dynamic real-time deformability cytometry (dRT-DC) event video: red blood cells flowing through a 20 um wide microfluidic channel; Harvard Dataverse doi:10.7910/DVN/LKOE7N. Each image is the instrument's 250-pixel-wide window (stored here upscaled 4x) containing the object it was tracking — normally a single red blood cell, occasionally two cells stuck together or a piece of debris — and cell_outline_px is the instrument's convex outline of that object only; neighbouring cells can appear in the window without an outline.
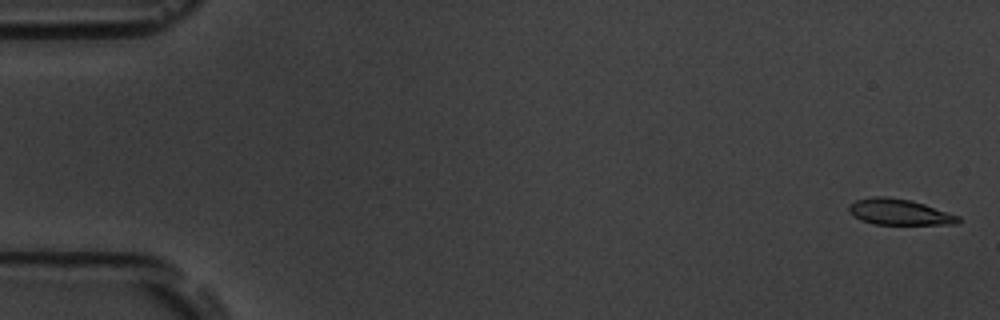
{"species": "common noctule bat (a hibernating species)", "species_latin": "Nyctalus noctula", "temperature_condition": "room temperature", "stored_images_in_passage": 55, "camera_frame_rate_fps": 3000, "um_per_image_px": 0.085, "animal": {"sex": "male", "body_mass_g": 19.5, "forearm_length_mm": 54.6}, "frame": {"image": 1, "passage_image": 2, "time_ms": 0.333, "image_size_px": [1000, 320], "cell_outline_px": [[960, 220], [956, 224], [876, 224], [860, 220], [848, 212], [848, 204], [856, 200], [872, 196], [888, 196], [912, 200], [960, 216]], "centroid_in_image_um": [76.4, 18.01], "position_along_channel_um": 8.6, "area_um2": 16.59}}
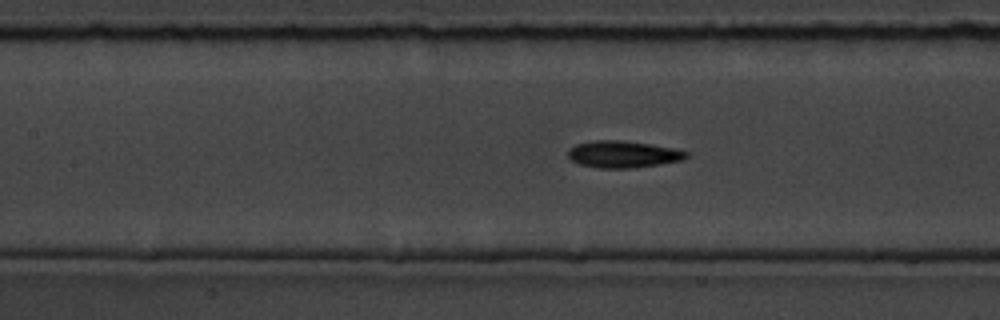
{"frame": {"image": 2, "passage_image": 25, "time_ms": 8.0, "image_size_px": [1000, 320], "cell_outline_px": [[688, 156], [680, 160], [660, 164], [632, 168], [596, 168], [580, 164], [572, 160], [568, 156], [568, 148], [576, 144], [592, 140], [620, 140], [648, 144], [672, 148], [688, 152]], "centroid_in_image_um": [52.9, 13.11], "position_along_channel_um": 154.5, "area_um2": 18.38}}
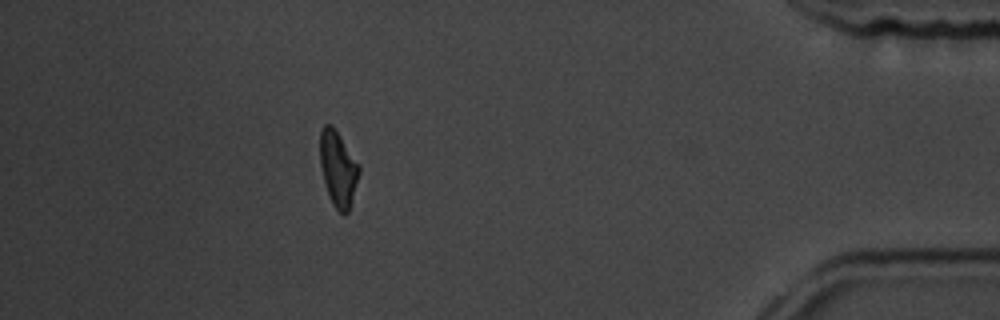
{"frame": {"image": 3, "passage_image": 49, "time_ms": 16.0, "image_size_px": [1000, 320], "cell_outline_px": [[360, 172], [348, 212], [344, 216], [332, 204], [324, 180], [320, 164], [320, 132], [324, 124], [332, 124], [360, 164]], "centroid_in_image_um": [28.74, 14.31], "position_along_channel_um": 406.5, "area_um2": 17.11}, "authors_computed_cell_mechanics": {"area_um2": 17.5712, "velocity_mm_per_s": 3.7849, "shape_relaxation_time_tau1_ms": 3.9791, "shape_relaxation_time_tau2_ms": 2.9696, "deformation_change_tau1": 0.1465, "deformation_change_tau2": 0.0987}}